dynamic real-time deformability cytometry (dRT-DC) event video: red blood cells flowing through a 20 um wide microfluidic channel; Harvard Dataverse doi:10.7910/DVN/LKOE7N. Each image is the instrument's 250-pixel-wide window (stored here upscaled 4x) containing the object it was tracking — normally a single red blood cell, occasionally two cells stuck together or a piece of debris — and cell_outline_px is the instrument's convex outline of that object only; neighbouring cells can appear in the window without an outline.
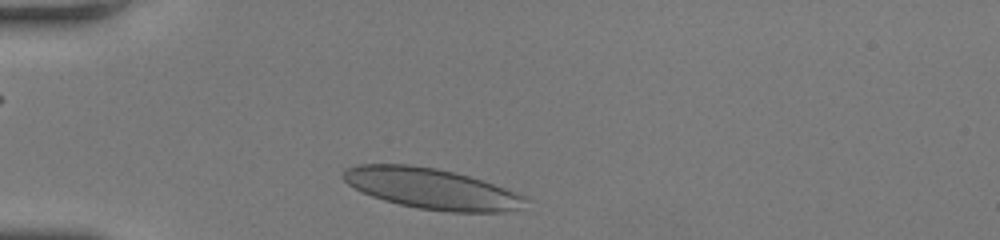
{"species": "human", "species_latin": "Homo sapiens", "temperature_condition": "room temperature", "stored_images_in_passage": 31, "camera_frame_rate_fps": 3000, "um_per_image_px": 0.085, "donor": {"sex": "female"}, "frame": {"image": 1, "passage_image": 1, "time_ms": 0.0, "image_size_px": [1000, 240], "cell_outline_px": [[528, 200], [520, 208], [504, 212], [448, 212], [420, 208], [400, 204], [384, 200], [372, 196], [348, 184], [340, 176], [344, 168], [356, 164], [408, 164], [436, 168], [456, 172], [504, 188], [524, 196]], "centroid_in_image_um": [36.63, 16.02], "position_along_channel_um": 48.4, "area_um2": 42.95}}
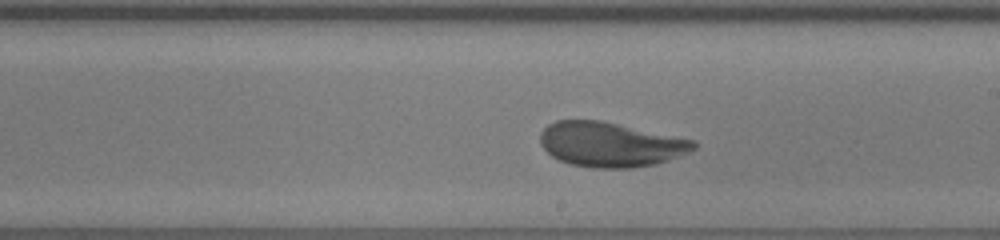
{"frame": {"image": 2, "passage_image": 18, "time_ms": 5.667, "image_size_px": [1000, 240], "cell_outline_px": [[696, 148], [688, 152], [668, 160], [656, 164], [632, 168], [592, 168], [572, 164], [560, 160], [552, 156], [540, 144], [540, 132], [548, 124], [556, 120], [600, 120], [692, 140], [696, 144]], "centroid_in_image_um": [51.84, 12.28], "position_along_channel_um": 237.2, "area_um2": 39.65}}
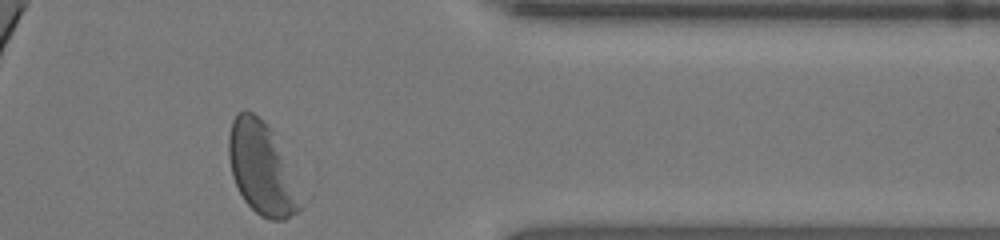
{"frame": {"image": 3, "passage_image": 31, "time_ms": 10.0, "image_size_px": [1000, 240], "cell_outline_px": [[308, 200], [296, 212], [284, 220], [268, 220], [260, 216], [244, 200], [232, 176], [228, 156], [228, 136], [232, 120], [236, 112], [244, 108], [252, 112], [268, 128]], "centroid_in_image_um": [22.28, 14.39], "position_along_channel_um": 389.1, "area_um2": 38.73}, "authors_computed_cell_mechanics": {"area_um2": 40.5178, "velocity_mm_per_s": 3.7899, "shape_relaxation_time_tau1_ms": 2.8466, "shape_relaxation_time_tau2_ms": 0.7899, "deformation_change_tau1": 0.1424, "deformation_change_tau2": 0.042}}